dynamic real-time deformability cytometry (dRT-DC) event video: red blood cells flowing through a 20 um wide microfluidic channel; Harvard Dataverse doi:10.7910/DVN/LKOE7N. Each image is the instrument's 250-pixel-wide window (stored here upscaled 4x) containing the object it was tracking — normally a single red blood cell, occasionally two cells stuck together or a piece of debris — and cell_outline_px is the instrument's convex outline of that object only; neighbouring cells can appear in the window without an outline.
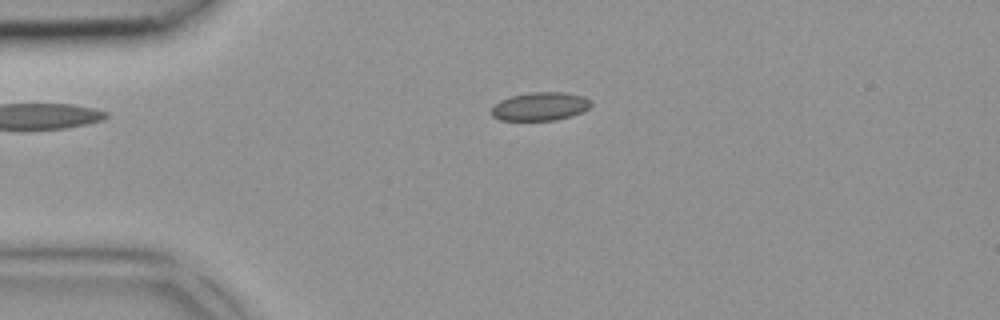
{"species": "common noctule bat (a hibernating species)", "species_latin": "Nyctalus noctula", "temperature_condition": "room temperature", "stored_images_in_passage": 4, "camera_frame_rate_fps": 3000, "um_per_image_px": 0.085, "animal": {"sex": "female", "body_mass_g": 18.4}, "frame": {"image": 1, "passage_image": 3, "time_ms": 0.667, "image_size_px": [1000, 320], "cell_outline_px": [[592, 104], [588, 108], [572, 116], [556, 120], [500, 120], [492, 116], [492, 108], [500, 100], [512, 96], [532, 92], [564, 92], [584, 96], [592, 100]], "centroid_in_image_um": [45.94, 9.04], "position_along_channel_um": 39.1, "area_um2": 16.42}}